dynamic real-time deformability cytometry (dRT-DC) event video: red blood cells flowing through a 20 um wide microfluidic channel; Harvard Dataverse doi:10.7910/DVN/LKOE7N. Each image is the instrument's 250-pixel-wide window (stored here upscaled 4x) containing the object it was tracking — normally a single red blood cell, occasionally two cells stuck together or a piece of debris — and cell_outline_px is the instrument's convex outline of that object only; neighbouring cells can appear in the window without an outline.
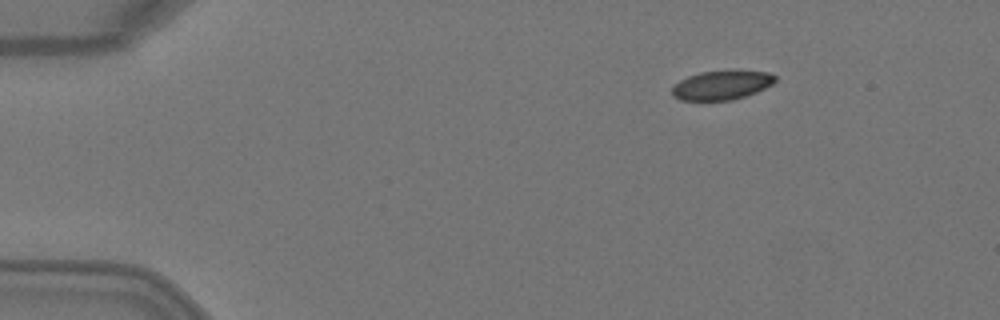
{"species": "Egyptian fruit bat (a non-hibernating species)", "species_latin": "Rousettus aegyptiacus", "temperature_condition": "warm", "stored_images_in_passage": 3, "camera_frame_rate_fps": 3000, "um_per_image_px": 0.085, "animal": {"sex": "female"}, "frame": {"image": 1, "passage_image": 1, "time_ms": 0.0, "image_size_px": [1000, 320], "cell_outline_px": [[776, 80], [772, 84], [756, 92], [732, 100], [680, 100], [672, 96], [672, 88], [680, 80], [688, 76], [700, 72], [768, 72], [776, 76]], "centroid_in_image_um": [61.31, 7.26], "position_along_channel_um": 23.7, "area_um2": 16.99}}